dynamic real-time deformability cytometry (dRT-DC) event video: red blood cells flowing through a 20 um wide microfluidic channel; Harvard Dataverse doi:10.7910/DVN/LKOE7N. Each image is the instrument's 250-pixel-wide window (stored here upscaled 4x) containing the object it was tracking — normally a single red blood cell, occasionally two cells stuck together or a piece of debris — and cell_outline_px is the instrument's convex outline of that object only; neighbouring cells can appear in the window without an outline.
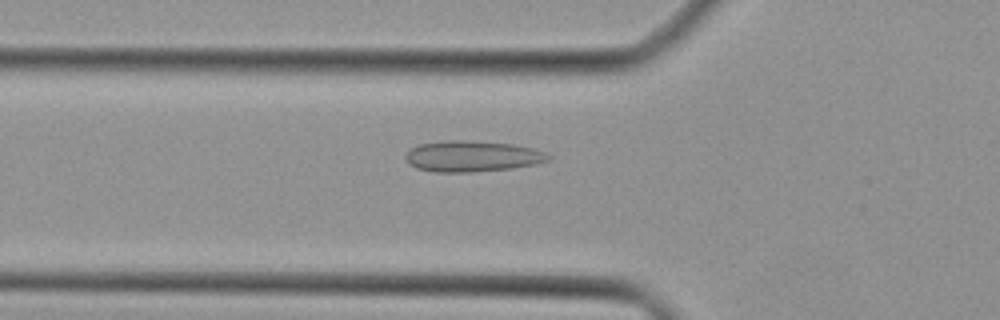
{"species": "Egyptian fruit bat (a non-hibernating species)", "species_latin": "Rousettus aegyptiacus", "temperature_condition": "cold", "stored_images_in_passage": 36, "camera_frame_rate_fps": 3000, "um_per_image_px": 0.085, "animal": {"sex": "female"}, "frame": {"image": 1, "passage_image": 7, "time_ms": 2.0, "image_size_px": [1000, 320], "cell_outline_px": [[552, 156], [548, 160], [536, 164], [512, 168], [472, 172], [436, 172], [416, 168], [408, 164], [404, 156], [412, 148], [420, 144], [448, 140], [464, 140], [512, 144], [532, 148], [544, 152]], "centroid_in_image_um": [40.12, 13.29], "position_along_channel_um": 85.7, "area_um2": 25.66}}
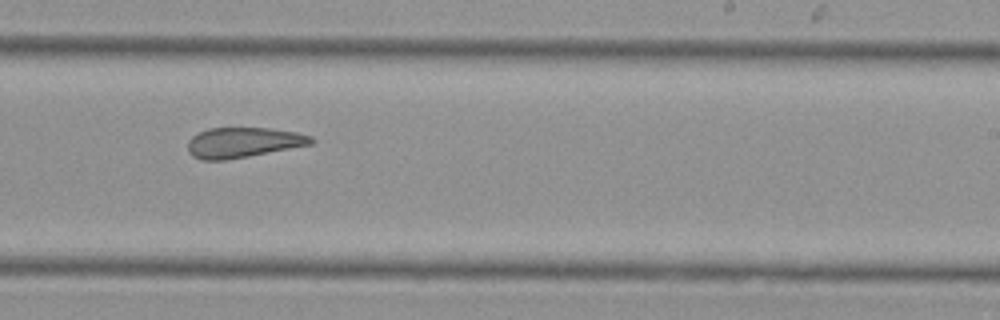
{"frame": {"image": 2, "passage_image": 19, "time_ms": 6.0, "image_size_px": [1000, 320], "cell_outline_px": [[316, 140], [312, 144], [248, 156], [224, 160], [200, 160], [192, 156], [188, 152], [188, 140], [192, 136], [208, 128], [268, 128], [296, 132], [312, 136]], "centroid_in_image_um": [20.65, 12.11], "position_along_channel_um": 268.3, "area_um2": 21.68}}
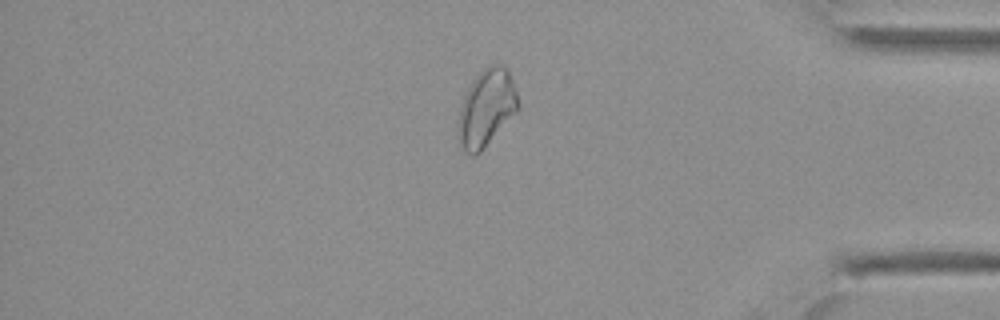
{"frame": {"image": 3, "passage_image": 29, "time_ms": 9.333, "image_size_px": [1000, 320], "cell_outline_px": [[520, 108], [480, 152], [472, 156], [460, 144], [456, 136], [456, 132], [460, 108], [464, 96], [472, 80], [488, 64], [496, 60], [508, 68], [516, 92]], "centroid_in_image_um": [41.34, 9.13], "position_along_channel_um": 393.9, "area_um2": 27.05}}